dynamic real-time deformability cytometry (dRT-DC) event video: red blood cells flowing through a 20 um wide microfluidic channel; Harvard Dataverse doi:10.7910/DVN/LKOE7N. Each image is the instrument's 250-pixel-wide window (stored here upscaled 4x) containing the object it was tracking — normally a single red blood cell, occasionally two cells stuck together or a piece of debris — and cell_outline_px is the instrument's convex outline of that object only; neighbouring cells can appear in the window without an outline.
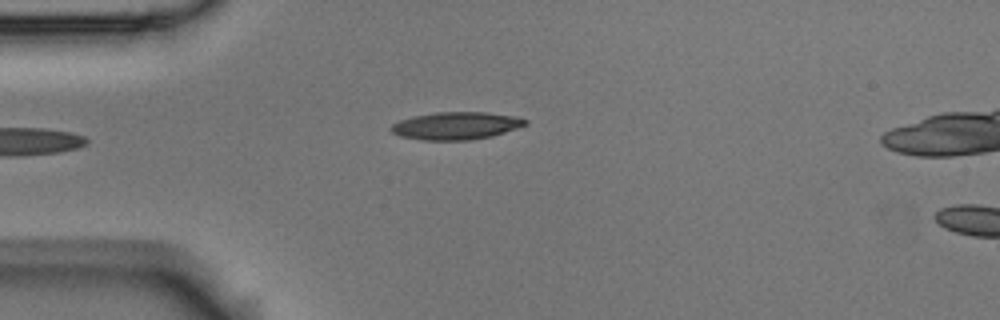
{"species": "Egyptian fruit bat (a non-hibernating species)", "species_latin": "Rousettus aegyptiacus", "temperature_condition": "room temperature", "stored_images_in_passage": 6, "camera_frame_rate_fps": 3000, "um_per_image_px": 0.085, "animal": {"sex": "male"}, "frame": {"image": 1, "passage_image": 3, "time_ms": 0.667, "image_size_px": [1000, 320], "cell_outline_px": [[528, 124], [492, 136], [472, 140], [420, 140], [400, 136], [392, 132], [388, 128], [392, 124], [400, 120], [412, 116], [436, 112], [484, 112], [512, 116], [528, 120]], "centroid_in_image_um": [38.72, 10.69], "position_along_channel_um": 46.3, "area_um2": 21.56}}
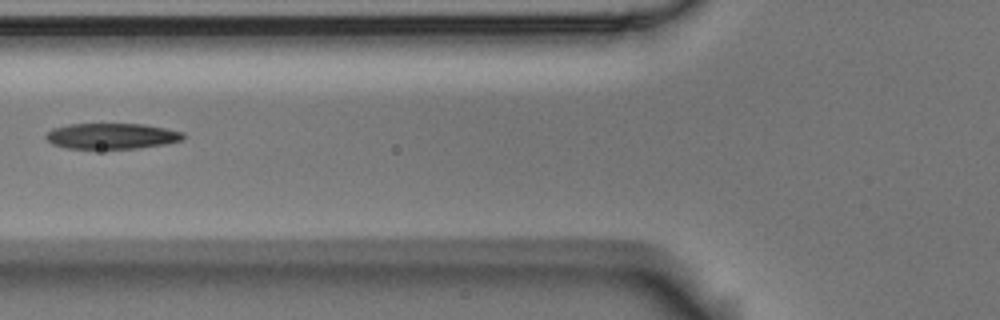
{"frame": {"image": 2, "passage_image": 5, "time_ms": 1.333, "image_size_px": [1000, 320], "cell_outline_px": [[188, 136], [184, 140], [164, 144], [136, 148], [68, 148], [52, 144], [44, 136], [52, 128], [68, 124], [144, 124], [184, 132]], "centroid_in_image_um": [9.53, 11.55], "position_along_channel_um": 116.3, "area_um2": 20.58}}
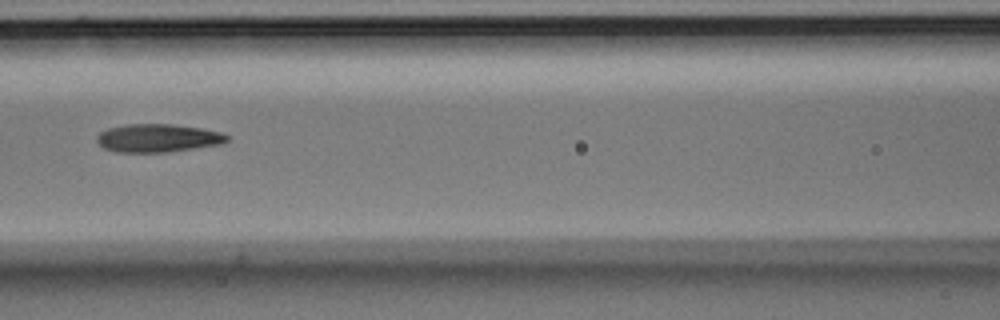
{"frame": {"image": 3, "passage_image": 6, "time_ms": 1.667, "image_size_px": [1000, 320], "cell_outline_px": [[228, 140], [220, 144], [168, 152], [116, 152], [104, 148], [96, 140], [96, 136], [100, 132], [108, 128], [128, 124], [172, 124], [204, 128], [220, 132], [228, 136]], "centroid_in_image_um": [13.4, 11.73], "position_along_channel_um": 153.2, "area_um2": 21.33}}